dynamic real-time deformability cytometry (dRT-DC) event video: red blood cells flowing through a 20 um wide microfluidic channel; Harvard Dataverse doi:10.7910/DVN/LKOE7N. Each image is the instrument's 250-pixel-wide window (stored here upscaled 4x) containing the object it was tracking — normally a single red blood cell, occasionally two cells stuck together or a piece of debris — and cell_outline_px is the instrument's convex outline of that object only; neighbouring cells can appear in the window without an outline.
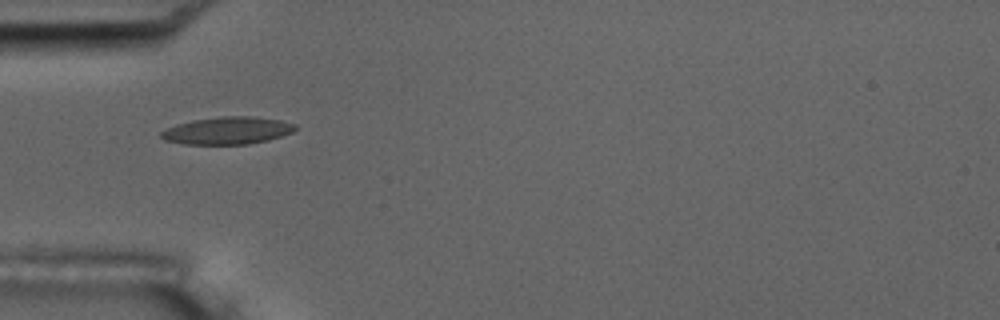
{"species": "common noctule bat (a hibernating species)", "species_latin": "Nyctalus noctula", "temperature_condition": "room temperature", "stored_images_in_passage": 10, "camera_frame_rate_fps": 3000, "um_per_image_px": 0.085, "animal": {"sex": "male", "body_mass_g": 17.5, "forearm_length_mm": 52.3}, "frame": {"image": 1, "passage_image": 6, "time_ms": 6.667, "image_size_px": [1000, 320], "cell_outline_px": [[296, 128], [292, 132], [268, 140], [248, 144], [184, 144], [164, 140], [160, 136], [160, 132], [176, 124], [192, 120], [220, 116], [252, 116], [280, 120], [296, 124]], "centroid_in_image_um": [19.32, 11.09], "position_along_channel_um": 65.7, "area_um2": 21.39}}
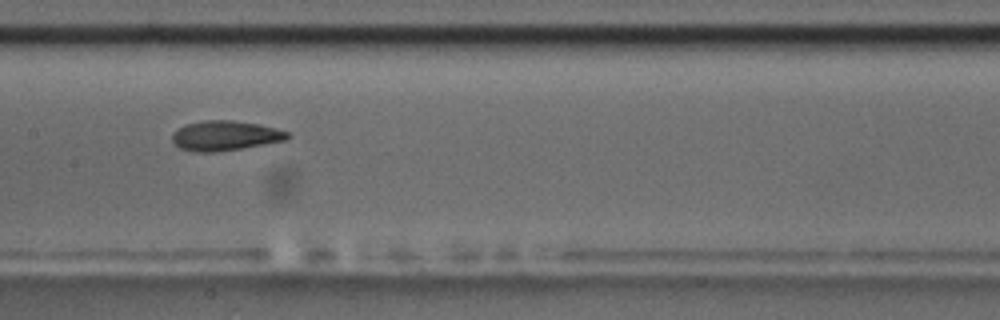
{"frame": {"image": 2, "passage_image": 9, "time_ms": 10.0, "image_size_px": [1000, 320], "cell_outline_px": [[292, 136], [288, 140], [216, 152], [196, 152], [180, 148], [172, 140], [172, 132], [184, 124], [204, 120], [232, 120], [256, 124], [276, 128], [288, 132]], "centroid_in_image_um": [19.13, 11.53], "position_along_channel_um": 188.3, "area_um2": 20.06}}